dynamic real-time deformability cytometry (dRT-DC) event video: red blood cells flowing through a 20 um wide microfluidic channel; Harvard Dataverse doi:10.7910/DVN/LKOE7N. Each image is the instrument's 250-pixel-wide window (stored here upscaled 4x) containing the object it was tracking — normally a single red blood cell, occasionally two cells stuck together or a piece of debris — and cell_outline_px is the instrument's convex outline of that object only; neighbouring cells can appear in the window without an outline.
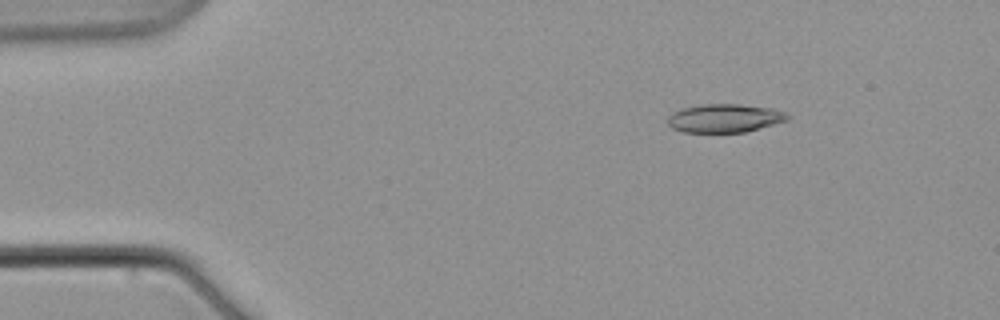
{"species": "common noctule bat (a hibernating species)", "species_latin": "Nyctalus noctula", "temperature_condition": "warm", "stored_images_in_passage": 6, "camera_frame_rate_fps": 3000, "um_per_image_px": 0.085, "animal": {"sex": "male", "body_mass_g": 21.5, "forearm_length_mm": 52.0}, "frame": {"image": 1, "passage_image": 3, "time_ms": 2.333, "image_size_px": [1000, 320], "cell_outline_px": [[792, 116], [788, 120], [744, 132], [684, 132], [672, 128], [668, 124], [668, 116], [684, 108], [704, 104], [740, 104], [772, 108], [784, 112]], "centroid_in_image_um": [61.63, 10.04], "position_along_channel_um": 23.4, "area_um2": 19.65}}
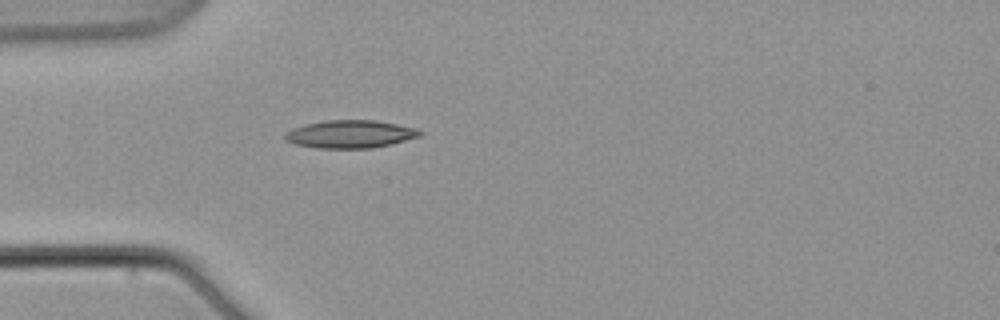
{"frame": {"image": 2, "passage_image": 5, "time_ms": 6.0, "image_size_px": [1000, 320], "cell_outline_px": [[424, 132], [420, 136], [372, 148], [316, 148], [296, 144], [284, 140], [284, 136], [292, 128], [304, 124], [324, 120], [376, 120], [416, 128]], "centroid_in_image_um": [29.74, 11.39], "position_along_channel_um": 55.3, "area_um2": 21.79}}